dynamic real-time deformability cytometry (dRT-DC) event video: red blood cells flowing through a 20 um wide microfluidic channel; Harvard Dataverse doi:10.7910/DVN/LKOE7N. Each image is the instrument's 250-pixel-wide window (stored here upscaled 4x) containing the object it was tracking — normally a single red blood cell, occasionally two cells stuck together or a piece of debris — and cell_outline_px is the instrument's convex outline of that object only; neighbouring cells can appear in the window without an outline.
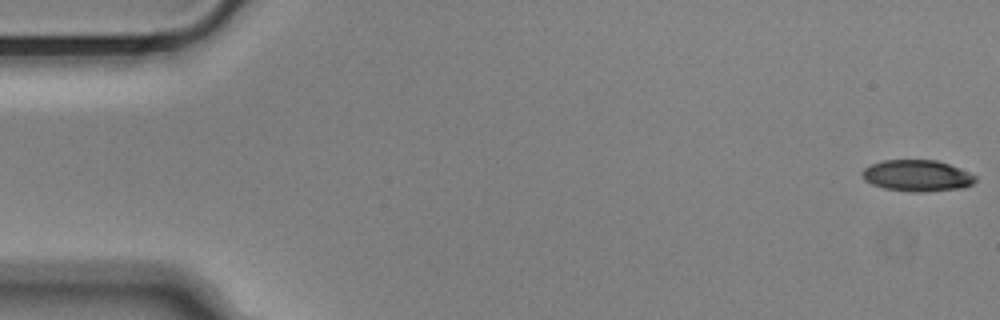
{"species": "Egyptian fruit bat (a non-hibernating species)", "species_latin": "Rousettus aegyptiacus", "temperature_condition": "cold", "stored_images_in_passage": 50, "camera_frame_rate_fps": 3000, "um_per_image_px": 0.085, "animal": {"sex": "male"}, "frame": {"image": 1, "passage_image": 1, "time_ms": 0.0, "image_size_px": [1000, 320], "cell_outline_px": [[976, 180], [972, 184], [964, 188], [920, 192], [912, 192], [884, 188], [872, 184], [864, 180], [860, 172], [864, 168], [872, 164], [884, 160], [936, 160], [948, 164], [968, 172], [976, 176]], "centroid_in_image_um": [77.94, 14.93], "position_along_channel_um": 7.1, "area_um2": 20.63}}
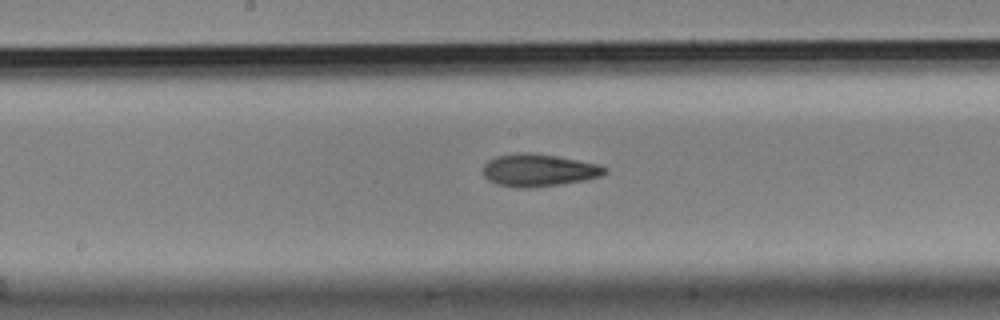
{"frame": {"image": 2, "passage_image": 28, "time_ms": 9.0, "image_size_px": [1000, 320], "cell_outline_px": [[608, 172], [600, 176], [584, 180], [560, 184], [524, 188], [516, 188], [496, 184], [488, 180], [484, 176], [484, 164], [488, 160], [496, 156], [516, 152], [528, 152], [556, 156], [600, 164], [608, 168]], "centroid_in_image_um": [45.78, 14.46], "position_along_channel_um": 202.4, "area_um2": 23.12}}
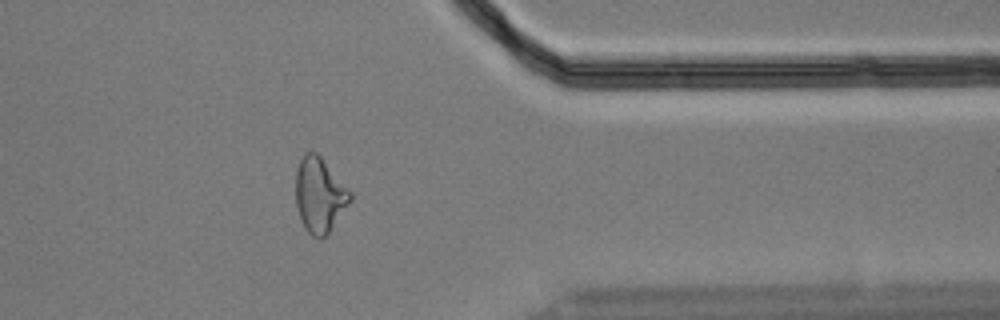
{"frame": {"image": 3, "passage_image": 44, "time_ms": 14.333, "image_size_px": [1000, 320], "cell_outline_px": [[352, 200], [328, 232], [320, 240], [312, 236], [308, 232], [300, 220], [296, 204], [296, 168], [304, 152], [316, 152], [320, 156], [352, 192]], "centroid_in_image_um": [27.15, 16.57], "position_along_channel_um": 384.2, "area_um2": 23.7}, "authors_computed_cell_mechanics": {"area_um2": 22.3397, "velocity_mm_per_s": 3.6641, "shape_relaxation_time_tau1_ms": 8.8272, "shape_relaxation_time_tau2_ms": 3.2004, "deformation_change_tau1": 0.2128, "deformation_change_tau2": 0.1131}}